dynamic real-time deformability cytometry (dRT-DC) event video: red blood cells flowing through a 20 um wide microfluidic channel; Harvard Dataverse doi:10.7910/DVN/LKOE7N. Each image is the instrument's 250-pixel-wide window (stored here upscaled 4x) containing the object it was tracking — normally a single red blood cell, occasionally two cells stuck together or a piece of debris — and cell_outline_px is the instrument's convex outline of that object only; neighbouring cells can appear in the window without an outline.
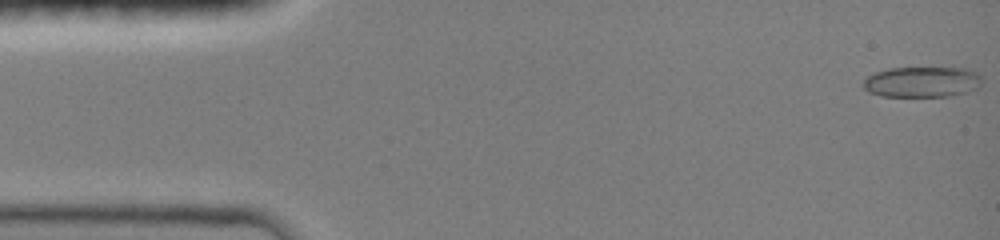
{"species": "common noctule bat (a hibernating species)", "species_latin": "Nyctalus noctula", "temperature_condition": "room temperature", "stored_images_in_passage": 47, "camera_frame_rate_fps": 3000, "um_per_image_px": 0.085, "animal": {"sex": "female", "body_mass_g": 19.0, "forearm_length_mm": 51.5}, "frame": {"image": 1, "passage_image": 1, "time_ms": 0.0, "image_size_px": [1000, 240], "cell_outline_px": [[980, 84], [976, 88], [968, 92], [948, 96], [880, 96], [868, 92], [860, 84], [872, 72], [888, 68], [940, 64], [968, 68], [976, 72], [980, 76]], "centroid_in_image_um": [78.36, 6.89], "position_along_channel_um": 6.6, "area_um2": 22.48}}
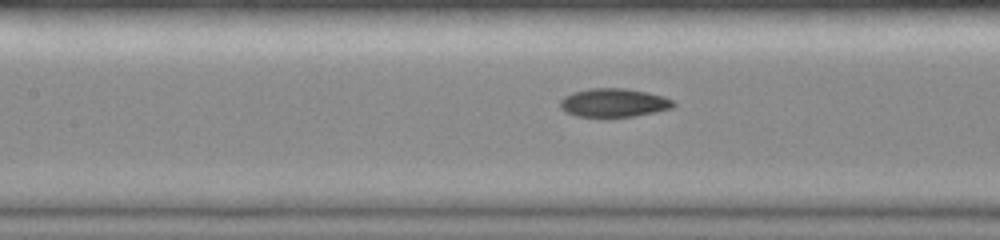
{"frame": {"image": 2, "passage_image": 21, "time_ms": 6.667, "image_size_px": [1000, 240], "cell_outline_px": [[676, 104], [672, 108], [656, 112], [636, 116], [576, 116], [564, 112], [560, 108], [560, 100], [564, 96], [572, 92], [588, 88], [624, 88], [664, 96], [672, 100]], "centroid_in_image_um": [52.14, 8.73], "position_along_channel_um": 155.3, "area_um2": 18.84}}
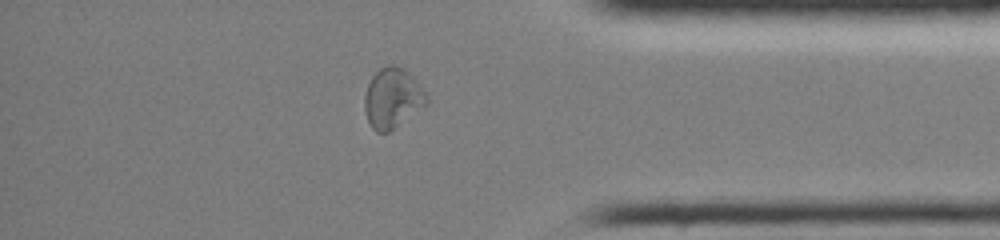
{"frame": {"image": 3, "passage_image": 40, "time_ms": 13.0, "image_size_px": [1000, 240], "cell_outline_px": [[428, 104], [388, 132], [376, 132], [372, 128], [364, 112], [364, 96], [368, 84], [372, 76], [380, 68], [388, 64], [392, 64], [404, 68], [428, 92]], "centroid_in_image_um": [33.38, 8.32], "position_along_channel_um": 401.8, "area_um2": 21.91}, "authors_computed_cell_mechanics": {"area_um2": 19.4786, "velocity_mm_per_s": 4.0381, "shape_relaxation_time_tau1_ms": 8.6948, "shape_relaxation_time_tau2_ms": null, "deformation_change_tau1": 0.1688, "deformation_change_tau2": null}}